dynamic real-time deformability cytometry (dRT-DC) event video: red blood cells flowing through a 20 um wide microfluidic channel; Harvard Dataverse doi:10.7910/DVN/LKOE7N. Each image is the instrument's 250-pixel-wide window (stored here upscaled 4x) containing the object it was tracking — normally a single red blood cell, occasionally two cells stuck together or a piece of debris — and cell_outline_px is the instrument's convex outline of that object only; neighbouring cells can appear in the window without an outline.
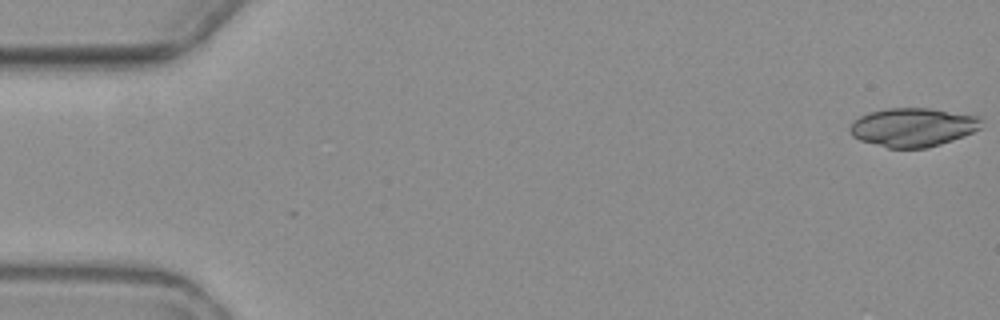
{"species": "common noctule bat (a hibernating species)", "species_latin": "Nyctalus noctula", "temperature_condition": "warm", "stored_images_in_passage": 6, "camera_frame_rate_fps": 3000, "um_per_image_px": 0.085, "animal": {"sex": "female", "body_mass_g": 19.3, "forearm_length_mm": 54.1}, "frame": {"image": 1, "passage_image": 1, "time_ms": 0.0, "image_size_px": [1000, 320], "cell_outline_px": [[980, 128], [964, 136], [928, 148], [888, 148], [860, 140], [852, 136], [848, 128], [852, 120], [868, 112], [888, 108], [932, 108], [976, 116], [980, 120]], "centroid_in_image_um": [77.53, 10.81], "position_along_channel_um": 7.5, "area_um2": 29.65}}
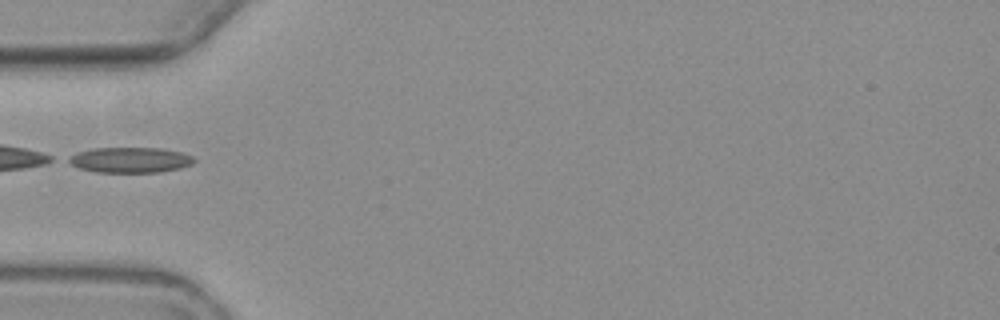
{"frame": {"image": 2, "passage_image": 6, "time_ms": 6.333, "image_size_px": [1000, 320], "cell_outline_px": [[196, 160], [192, 164], [180, 168], [160, 172], [96, 172], [80, 168], [64, 160], [68, 156], [76, 152], [92, 148], [164, 148], [180, 152], [192, 156]], "centroid_in_image_um": [11.03, 13.59], "position_along_channel_um": 74.0, "area_um2": 18.73}}